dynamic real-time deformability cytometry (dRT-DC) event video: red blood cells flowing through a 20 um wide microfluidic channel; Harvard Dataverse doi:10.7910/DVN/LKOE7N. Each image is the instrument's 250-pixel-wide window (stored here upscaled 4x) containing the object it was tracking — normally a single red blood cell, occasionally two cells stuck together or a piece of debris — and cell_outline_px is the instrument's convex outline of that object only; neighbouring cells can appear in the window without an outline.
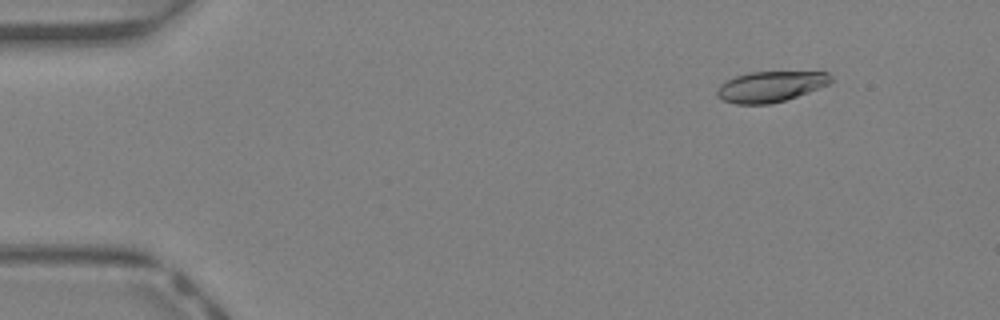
{"species": "Egyptian fruit bat (a non-hibernating species)", "species_latin": "Rousettus aegyptiacus", "temperature_condition": "warm", "stored_images_in_passage": 12, "camera_frame_rate_fps": 3000, "um_per_image_px": 0.085, "animal": {"sex": "female"}, "frame": {"image": 1, "passage_image": 6, "time_ms": 1.667, "image_size_px": [1000, 320], "cell_outline_px": [[832, 80], [828, 84], [808, 92], [784, 100], [768, 104], [736, 104], [724, 100], [716, 96], [716, 92], [720, 84], [736, 76], [748, 72], [828, 72], [832, 76]], "centroid_in_image_um": [65.48, 7.35], "position_along_channel_um": 19.5, "area_um2": 20.11}}